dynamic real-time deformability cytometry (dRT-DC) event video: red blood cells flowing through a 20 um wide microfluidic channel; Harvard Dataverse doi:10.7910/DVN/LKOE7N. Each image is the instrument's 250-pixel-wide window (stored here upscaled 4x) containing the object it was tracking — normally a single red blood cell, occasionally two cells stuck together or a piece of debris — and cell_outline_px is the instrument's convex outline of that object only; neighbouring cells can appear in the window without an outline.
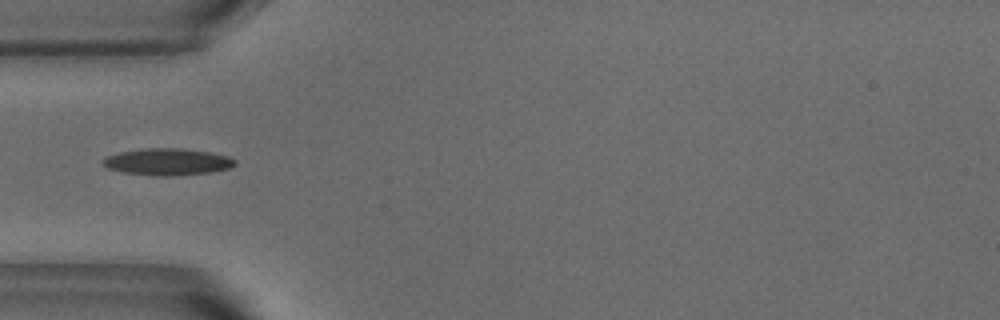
{"species": "common noctule bat (a hibernating species)", "species_latin": "Nyctalus noctula", "temperature_condition": "warm", "stored_images_in_passage": 37, "camera_frame_rate_fps": 3000, "um_per_image_px": 0.085, "animal": {"sex": "male", "body_mass_g": 18.8}, "frame": {"image": 1, "passage_image": 1, "time_ms": 0.0, "image_size_px": [1000, 320], "cell_outline_px": [[236, 164], [228, 168], [212, 172], [172, 176], [152, 176], [124, 172], [108, 168], [100, 160], [104, 156], [120, 152], [144, 148], [180, 148], [208, 152], [228, 156], [236, 160]], "centroid_in_image_um": [14.21, 13.75], "position_along_channel_um": 70.8, "area_um2": 20.69}}
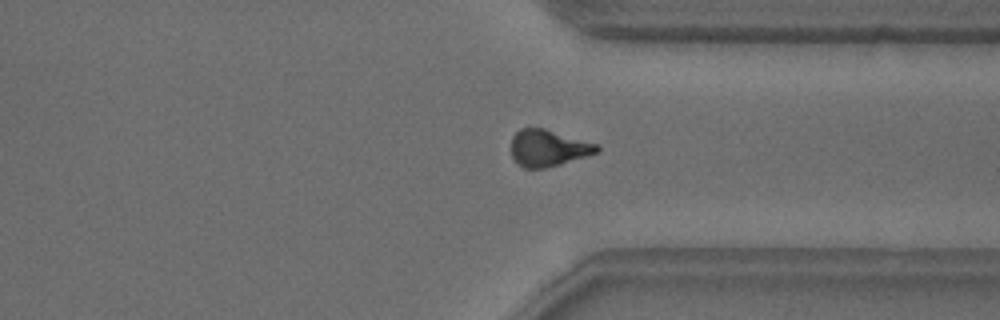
{"frame": {"image": 2, "passage_image": 24, "time_ms": 7.667, "image_size_px": [1000, 320], "cell_outline_px": [[600, 152], [560, 164], [544, 168], [524, 168], [512, 156], [512, 136], [520, 128], [544, 128], [600, 144]], "centroid_in_image_um": [46.65, 12.57], "position_along_channel_um": 364.8, "area_um2": 18.32}}
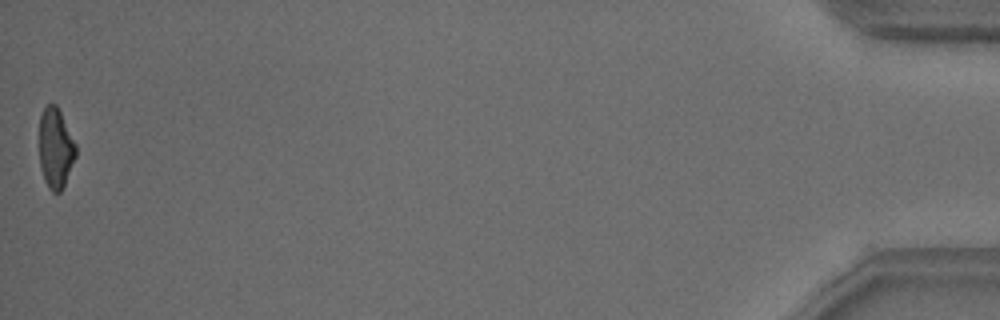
{"frame": {"image": 3, "passage_image": 37, "time_ms": 12.0, "image_size_px": [1000, 320], "cell_outline_px": [[76, 156], [64, 184], [60, 192], [52, 192], [48, 188], [44, 180], [40, 164], [40, 116], [44, 108], [48, 104], [56, 104], [76, 144]], "centroid_in_image_um": [4.72, 12.6], "position_along_channel_um": 430.5, "area_um2": 16.82}}